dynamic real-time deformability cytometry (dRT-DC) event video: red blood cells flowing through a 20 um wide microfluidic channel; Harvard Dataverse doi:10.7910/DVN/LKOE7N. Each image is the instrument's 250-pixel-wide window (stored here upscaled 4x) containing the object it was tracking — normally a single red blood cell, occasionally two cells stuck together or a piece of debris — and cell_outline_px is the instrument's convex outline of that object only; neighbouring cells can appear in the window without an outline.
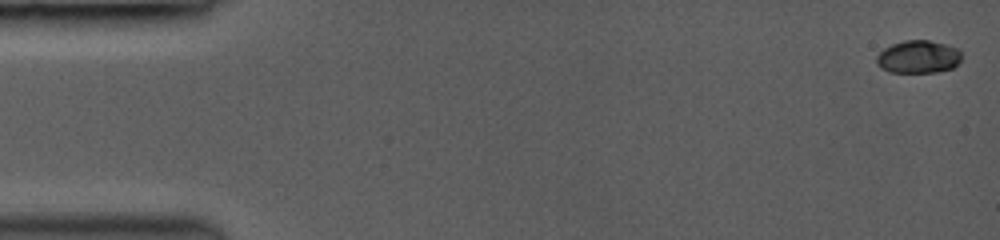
{"species": "common noctule bat (a hibernating species)", "species_latin": "Nyctalus noctula", "temperature_condition": "room temperature", "stored_images_in_passage": 50, "camera_frame_rate_fps": 3000, "um_per_image_px": 0.085, "animal": {"sex": "female", "body_mass_g": 19.0, "forearm_length_mm": 53.3}, "frame": {"image": 1, "passage_image": 1, "time_ms": 0.0, "image_size_px": [1000, 240], "cell_outline_px": [[960, 60], [952, 68], [936, 72], [888, 72], [880, 68], [876, 64], [876, 56], [884, 48], [892, 44], [904, 40], [928, 40], [944, 44], [956, 48], [960, 52]], "centroid_in_image_um": [78.0, 4.84], "position_along_channel_um": 7.0, "area_um2": 16.18}}
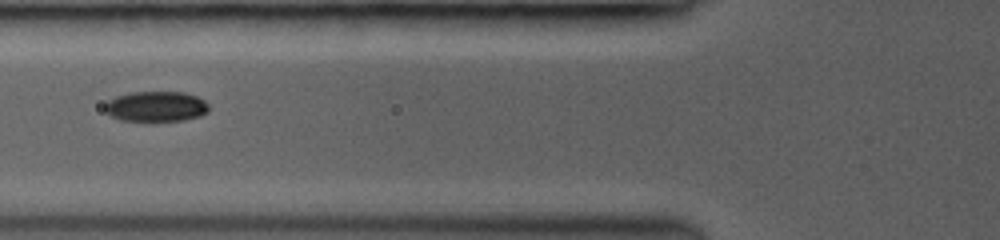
{"frame": {"image": 2, "passage_image": 25, "time_ms": 6.0, "image_size_px": [1000, 240], "cell_outline_px": [[208, 112], [200, 116], [184, 120], [148, 124], [120, 120], [104, 112], [104, 104], [108, 100], [116, 96], [128, 92], [184, 92], [196, 96], [204, 100], [208, 104]], "centroid_in_image_um": [13.22, 9.1], "position_along_channel_um": 112.6, "area_um2": 19.31}}
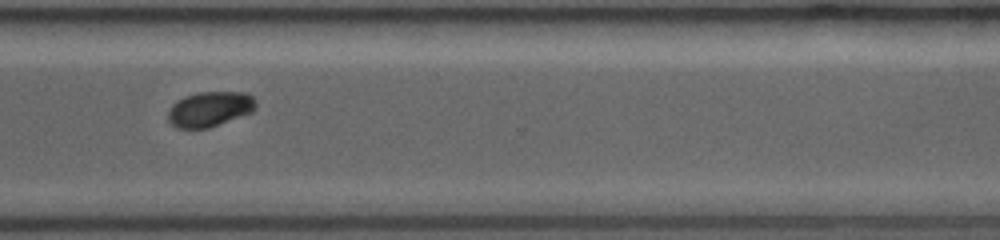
{"frame": {"image": 3, "passage_image": 49, "time_ms": 11.667, "image_size_px": [1000, 240], "cell_outline_px": [[256, 108], [252, 112], [208, 128], [176, 128], [168, 120], [168, 108], [176, 100], [184, 96], [196, 92], [244, 92], [252, 96], [256, 100]], "centroid_in_image_um": [17.81, 9.26], "position_along_channel_um": 352.8, "area_um2": 18.09}}